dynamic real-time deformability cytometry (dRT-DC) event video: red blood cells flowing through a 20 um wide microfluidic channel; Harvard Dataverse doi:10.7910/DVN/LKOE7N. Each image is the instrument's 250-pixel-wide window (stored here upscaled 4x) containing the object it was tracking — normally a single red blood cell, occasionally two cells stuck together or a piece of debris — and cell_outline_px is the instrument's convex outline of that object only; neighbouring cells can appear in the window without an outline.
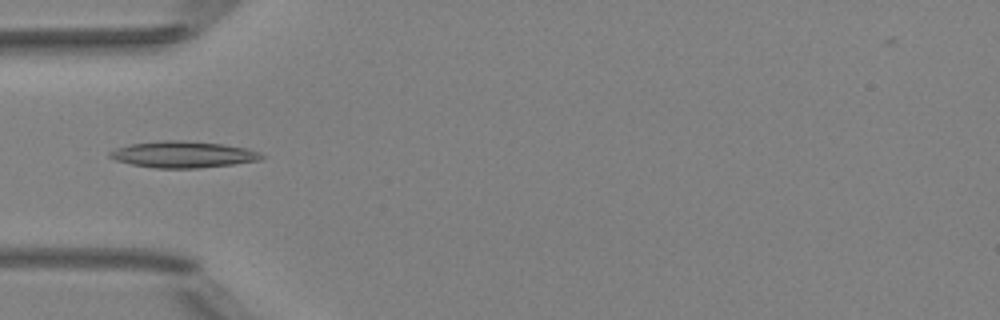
{"species": "Egyptian fruit bat (a non-hibernating species)", "species_latin": "Rousettus aegyptiacus", "temperature_condition": "room temperature", "stored_images_in_passage": 5, "camera_frame_rate_fps": 3000, "um_per_image_px": 0.085, "animal": {"sex": "female"}, "frame": {"image": 1, "passage_image": 4, "time_ms": 4.333, "image_size_px": [1000, 320], "cell_outline_px": [[264, 156], [260, 160], [232, 164], [200, 168], [156, 168], [132, 164], [116, 160], [108, 156], [108, 152], [116, 148], [128, 144], [160, 140], [184, 140], [224, 144], [248, 148], [260, 152]], "centroid_in_image_um": [15.56, 13.12], "position_along_channel_um": 69.4, "area_um2": 23.52}}
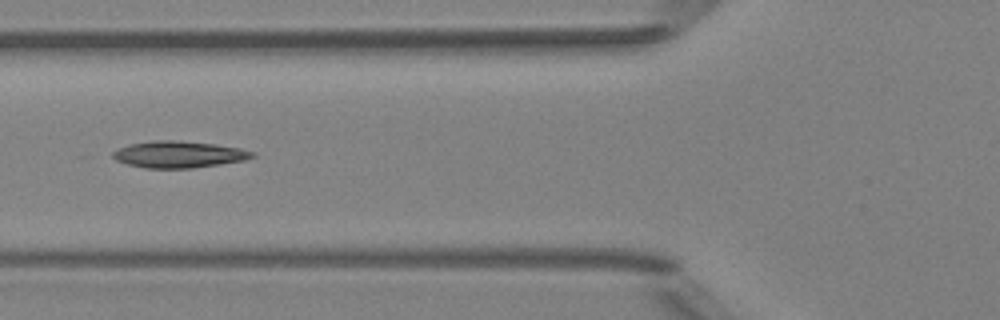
{"frame": {"image": 2, "passage_image": 5, "time_ms": 5.333, "image_size_px": [1000, 320], "cell_outline_px": [[256, 156], [244, 160], [220, 164], [192, 168], [144, 168], [128, 164], [116, 160], [112, 156], [112, 152], [128, 144], [152, 140], [176, 140], [216, 144], [240, 148], [256, 152]], "centroid_in_image_um": [15.21, 13.12], "position_along_channel_um": 110.6, "area_um2": 21.73}}